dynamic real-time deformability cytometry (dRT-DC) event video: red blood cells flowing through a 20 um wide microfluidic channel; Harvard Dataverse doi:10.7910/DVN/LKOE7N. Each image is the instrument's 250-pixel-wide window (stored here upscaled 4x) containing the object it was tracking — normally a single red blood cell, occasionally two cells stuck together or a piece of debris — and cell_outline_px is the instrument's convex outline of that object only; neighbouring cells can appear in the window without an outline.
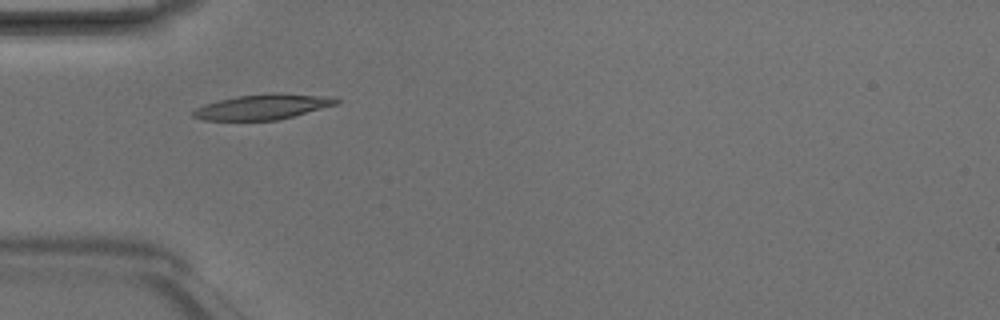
{"species": "Egyptian fruit bat (a non-hibernating species)", "species_latin": "Rousettus aegyptiacus", "temperature_condition": "room temperature", "stored_images_in_passage": 4, "camera_frame_rate_fps": 3000, "um_per_image_px": 0.085, "animal": {"sex": "male"}, "frame": {"image": 1, "passage_image": 2, "time_ms": 0.333, "image_size_px": [1000, 320], "cell_outline_px": [[340, 100], [336, 104], [292, 116], [276, 120], [204, 120], [192, 116], [192, 112], [196, 108], [204, 104], [236, 96], [272, 92], [332, 96]], "centroid_in_image_um": [22.32, 9.06], "position_along_channel_um": 62.7, "area_um2": 20.92}}
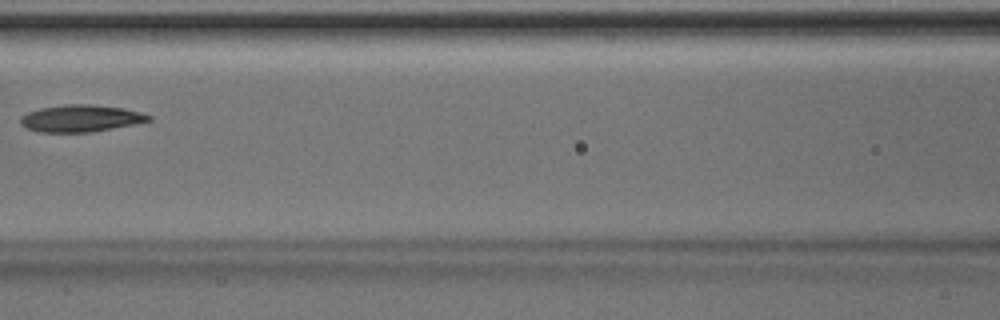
{"frame": {"image": 2, "passage_image": 4, "time_ms": 1.0, "image_size_px": [1000, 320], "cell_outline_px": [[152, 120], [136, 124], [92, 132], [36, 132], [24, 128], [20, 124], [20, 116], [28, 112], [40, 108], [68, 104], [92, 104], [124, 108], [140, 112], [152, 116]], "centroid_in_image_um": [6.85, 10.06], "position_along_channel_um": 159.8, "area_um2": 20.4}}